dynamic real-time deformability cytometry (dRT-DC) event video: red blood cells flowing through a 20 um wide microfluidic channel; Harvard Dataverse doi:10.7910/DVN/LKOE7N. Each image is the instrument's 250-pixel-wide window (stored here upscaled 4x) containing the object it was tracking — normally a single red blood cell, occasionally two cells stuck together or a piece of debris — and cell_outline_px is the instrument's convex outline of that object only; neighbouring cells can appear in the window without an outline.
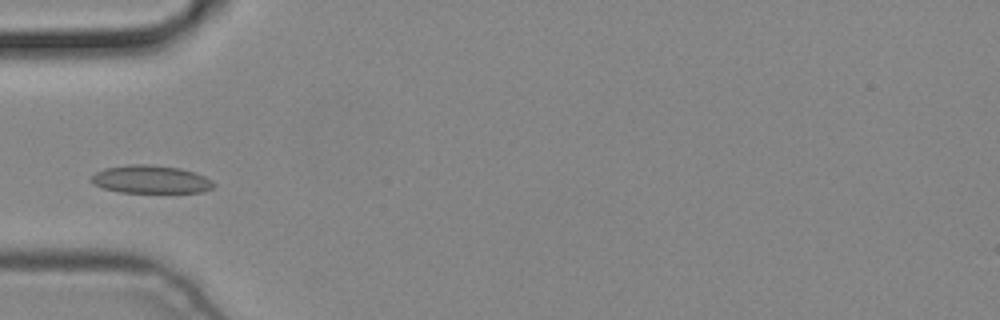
{"species": "common noctule bat (a hibernating species)", "species_latin": "Nyctalus noctula", "temperature_condition": "cold", "stored_images_in_passage": 4, "camera_frame_rate_fps": 3000, "um_per_image_px": 0.085, "animal": {"sex": "male", "body_mass_g": 19.2, "forearm_length_mm": 51.8}, "frame": {"image": 1, "passage_image": 4, "time_ms": 1.0, "image_size_px": [1000, 320], "cell_outline_px": [[216, 184], [212, 188], [200, 192], [120, 192], [104, 188], [92, 184], [88, 180], [96, 172], [104, 168], [128, 164], [148, 164], [180, 168], [196, 172], [212, 180]], "centroid_in_image_um": [12.79, 15.24], "position_along_channel_um": 72.2, "area_um2": 20.06}}